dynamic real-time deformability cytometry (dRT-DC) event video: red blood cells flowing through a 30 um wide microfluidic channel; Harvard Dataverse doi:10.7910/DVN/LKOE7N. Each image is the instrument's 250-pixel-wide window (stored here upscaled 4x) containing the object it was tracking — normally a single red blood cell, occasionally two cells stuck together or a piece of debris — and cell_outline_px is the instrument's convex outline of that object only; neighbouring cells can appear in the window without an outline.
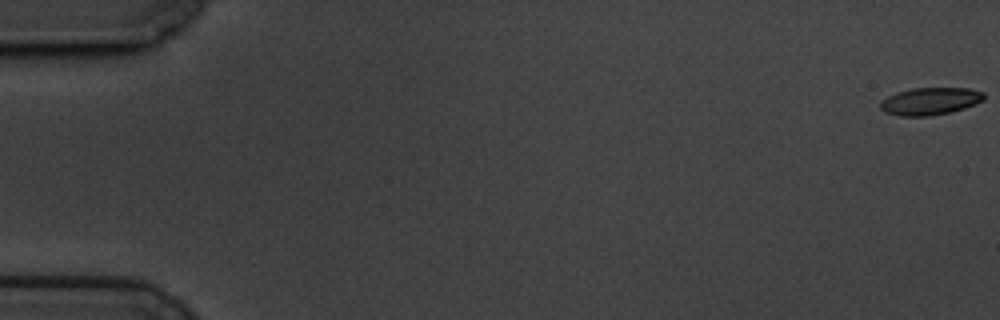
{"species": "common noctule bat (a hibernating species)", "species_latin": "Nyctalus noctula", "temperature_condition": "cold", "stored_images_in_passage": 12, "camera_frame_rate_fps": 3000, "um_per_image_px": 0.085, "animal": {"sex": "male", "body_mass_g": 19.5, "forearm_length_mm": 54.6}, "frame": {"image": 1, "passage_image": 1, "time_ms": 0.0, "image_size_px": [1000, 320], "cell_outline_px": [[984, 100], [964, 108], [948, 112], [928, 116], [900, 116], [884, 112], [880, 108], [880, 100], [896, 92], [912, 88], [968, 88], [984, 92]], "centroid_in_image_um": [79.03, 8.59], "position_along_channel_um": 6.0, "area_um2": 16.53}}